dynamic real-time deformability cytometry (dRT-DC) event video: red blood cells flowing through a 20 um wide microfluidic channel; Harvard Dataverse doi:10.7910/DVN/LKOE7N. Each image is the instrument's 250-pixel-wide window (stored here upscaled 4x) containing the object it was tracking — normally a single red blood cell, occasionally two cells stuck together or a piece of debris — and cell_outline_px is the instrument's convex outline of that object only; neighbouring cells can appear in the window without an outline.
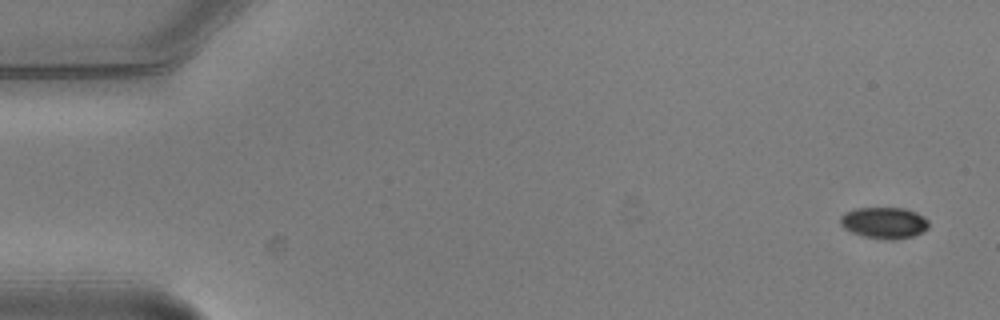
{"species": "common noctule bat (a hibernating species)", "species_latin": "Nyctalus noctula", "temperature_condition": "warm", "stored_images_in_passage": 5, "camera_frame_rate_fps": 3000, "um_per_image_px": 0.085, "animal": {"sex": "male", "body_mass_g": 20.5, "forearm_length_mm": 52.5}, "frame": {"image": 1, "passage_image": 1, "time_ms": 0.0, "image_size_px": [1000, 320], "cell_outline_px": [[928, 228], [924, 232], [912, 236], [896, 240], [884, 240], [864, 236], [852, 232], [844, 228], [840, 224], [840, 216], [844, 212], [852, 208], [904, 208], [916, 212], [924, 216], [928, 220]], "centroid_in_image_um": [75.15, 18.94], "position_along_channel_um": 9.8, "area_um2": 16.42}}
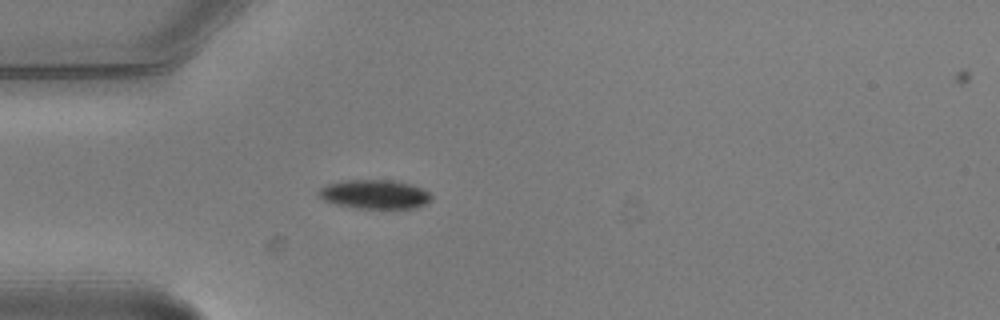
{"frame": {"image": 2, "passage_image": 5, "time_ms": 1.333, "image_size_px": [1000, 320], "cell_outline_px": [[432, 200], [424, 204], [412, 208], [360, 208], [336, 204], [324, 200], [316, 196], [316, 192], [320, 188], [328, 184], [344, 180], [392, 180], [408, 184], [420, 188], [428, 192], [432, 196]], "centroid_in_image_um": [31.8, 16.51], "position_along_channel_um": 53.2, "area_um2": 18.9}}